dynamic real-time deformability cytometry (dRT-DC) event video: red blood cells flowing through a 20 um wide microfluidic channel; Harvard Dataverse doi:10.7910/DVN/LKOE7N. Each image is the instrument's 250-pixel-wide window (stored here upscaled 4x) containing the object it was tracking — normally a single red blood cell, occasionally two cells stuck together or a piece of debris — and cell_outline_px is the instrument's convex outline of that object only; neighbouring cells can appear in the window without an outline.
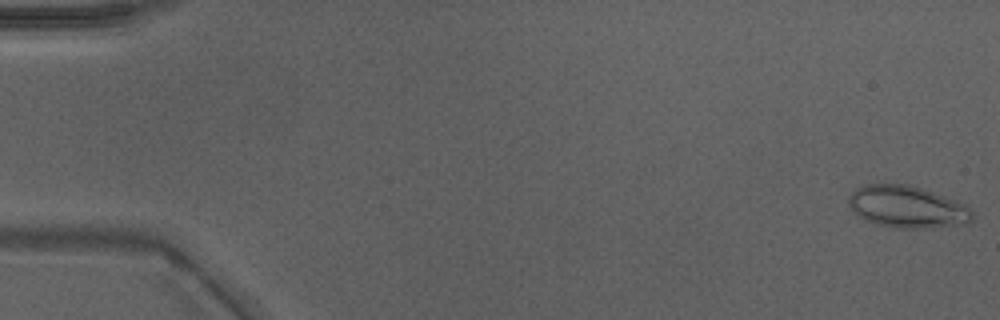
{"species": "Egyptian fruit bat (a non-hibernating species)", "species_latin": "Rousettus aegyptiacus", "temperature_condition": "warm", "stored_images_in_passage": 14, "camera_frame_rate_fps": 3000, "um_per_image_px": 0.085, "animal": {"sex": "male"}, "frame": {"image": 1, "passage_image": 1, "time_ms": 0.0, "image_size_px": [1000, 320], "cell_outline_px": [[972, 220], [968, 224], [928, 228], [892, 228], [876, 224], [864, 220], [852, 212], [848, 204], [848, 196], [856, 188], [864, 184], [908, 184], [944, 196], [964, 204], [972, 212]], "centroid_in_image_um": [77.06, 17.6], "position_along_channel_um": 7.9, "area_um2": 30.46}}